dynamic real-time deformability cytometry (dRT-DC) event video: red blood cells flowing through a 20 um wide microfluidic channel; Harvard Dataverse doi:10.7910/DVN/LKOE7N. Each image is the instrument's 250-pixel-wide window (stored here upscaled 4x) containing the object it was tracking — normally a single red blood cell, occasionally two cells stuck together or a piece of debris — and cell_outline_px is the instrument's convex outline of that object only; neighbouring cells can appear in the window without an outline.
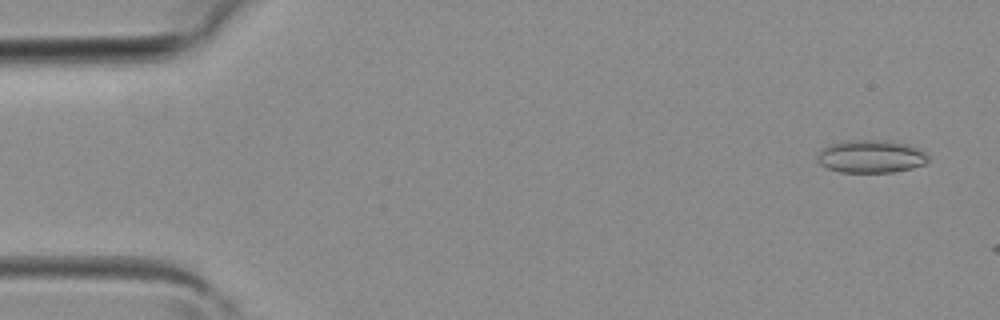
{"species": "common noctule bat (a hibernating species)", "species_latin": "Nyctalus noctula", "temperature_condition": "room temperature", "stored_images_in_passage": 4, "camera_frame_rate_fps": 3000, "um_per_image_px": 0.085, "animal": {"sex": "female", "body_mass_g": 19.3, "forearm_length_mm": 54.1}, "frame": {"image": 1, "passage_image": 1, "time_ms": 0.0, "image_size_px": [1000, 320], "cell_outline_px": [[928, 164], [912, 168], [892, 172], [840, 172], [828, 168], [820, 164], [816, 160], [816, 156], [820, 148], [844, 140], [892, 140], [908, 144], [920, 148], [928, 152]], "centroid_in_image_um": [74.06, 13.28], "position_along_channel_um": 10.9, "area_um2": 21.73}}
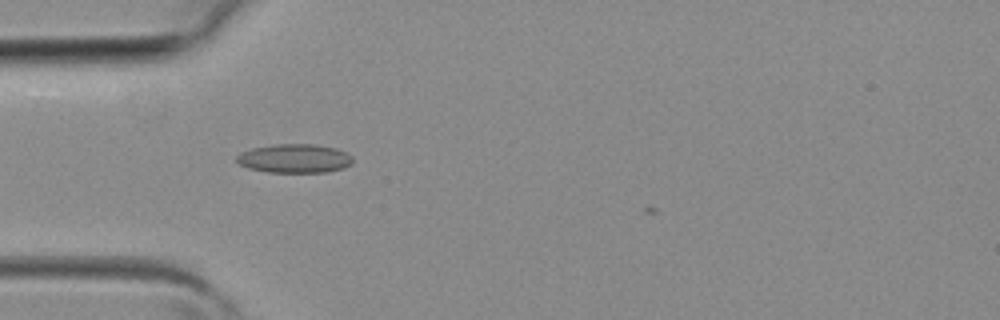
{"frame": {"image": 2, "passage_image": 4, "time_ms": 1.0, "image_size_px": [1000, 320], "cell_outline_px": [[352, 164], [344, 168], [328, 172], [268, 172], [248, 168], [240, 164], [236, 160], [236, 156], [240, 152], [252, 148], [276, 144], [312, 144], [336, 148], [352, 156]], "centroid_in_image_um": [25.03, 13.47], "position_along_channel_um": 60.0, "area_um2": 19.54}}